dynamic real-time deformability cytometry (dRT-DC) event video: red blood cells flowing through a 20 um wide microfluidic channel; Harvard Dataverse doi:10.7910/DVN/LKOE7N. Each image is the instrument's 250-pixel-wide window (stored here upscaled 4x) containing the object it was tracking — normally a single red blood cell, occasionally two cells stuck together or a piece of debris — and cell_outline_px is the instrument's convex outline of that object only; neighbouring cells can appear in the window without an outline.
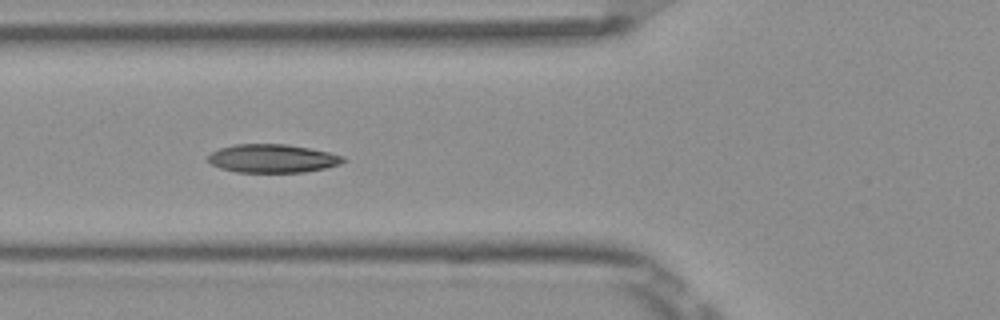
{"species": "Egyptian fruit bat (a non-hibernating species)", "species_latin": "Rousettus aegyptiacus", "temperature_condition": "room temperature", "stored_images_in_passage": 7, "camera_frame_rate_fps": 3000, "um_per_image_px": 0.085, "frame": {"image": 1, "passage_image": 5, "time_ms": 1.333, "image_size_px": [1000, 320], "cell_outline_px": [[348, 160], [340, 164], [324, 168], [304, 172], [236, 172], [220, 168], [212, 164], [208, 160], [208, 156], [212, 152], [220, 148], [236, 144], [288, 144], [328, 152], [344, 156]], "centroid_in_image_um": [23.18, 13.47], "position_along_channel_um": 102.6, "area_um2": 22.31}}
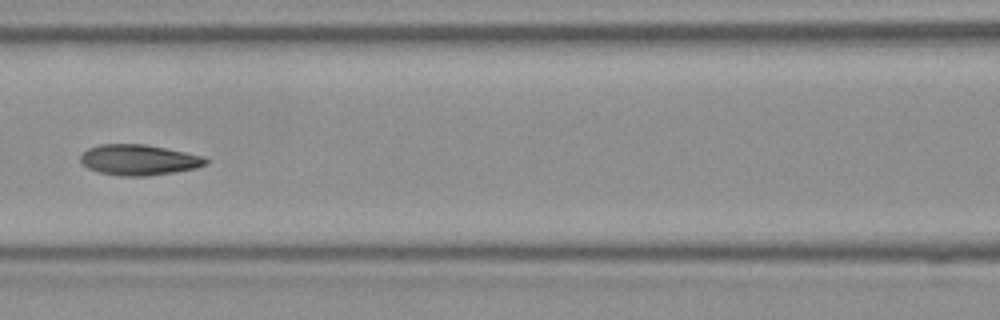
{"frame": {"image": 2, "passage_image": 6, "time_ms": 1.667, "image_size_px": [1000, 320], "cell_outline_px": [[208, 164], [196, 168], [176, 172], [148, 176], [120, 176], [100, 172], [88, 168], [80, 160], [80, 156], [88, 148], [100, 144], [144, 144], [204, 156], [208, 160]], "centroid_in_image_um": [11.82, 13.59], "position_along_channel_um": 154.8, "area_um2": 22.31}}
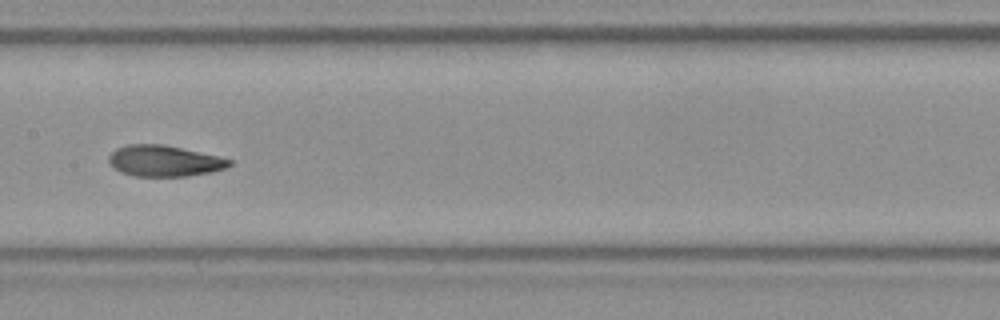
{"frame": {"image": 3, "passage_image": 7, "time_ms": 2.0, "image_size_px": [1000, 320], "cell_outline_px": [[232, 164], [224, 168], [212, 172], [188, 176], [136, 176], [120, 172], [112, 168], [108, 160], [108, 156], [116, 148], [128, 144], [164, 144], [216, 156], [232, 160]], "centroid_in_image_um": [13.91, 13.68], "position_along_channel_um": 193.5, "area_um2": 21.79}}